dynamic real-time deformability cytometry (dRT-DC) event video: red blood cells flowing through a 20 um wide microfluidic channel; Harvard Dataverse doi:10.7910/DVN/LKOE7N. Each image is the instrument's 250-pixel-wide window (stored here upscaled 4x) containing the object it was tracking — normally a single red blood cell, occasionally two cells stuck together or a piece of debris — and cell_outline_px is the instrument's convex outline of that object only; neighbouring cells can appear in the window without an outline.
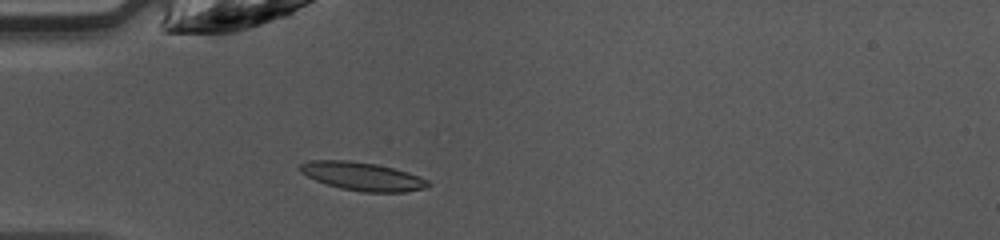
{"species": "common noctule bat (a hibernating species)", "species_latin": "Nyctalus noctula", "temperature_condition": "warm", "stored_images_in_passage": 27, "camera_frame_rate_fps": 3000, "um_per_image_px": 0.085, "animal": {"sex": "female", "body_mass_g": 10.0, "forearm_length_mm": 53.1}, "frame": {"image": 1, "passage_image": 4, "time_ms": 1.0, "image_size_px": [1000, 240], "cell_outline_px": [[432, 184], [424, 188], [404, 192], [364, 192], [340, 188], [316, 180], [300, 172], [296, 168], [300, 164], [312, 160], [348, 160], [376, 164], [408, 172], [428, 180]], "centroid_in_image_um": [30.79, 14.98], "position_along_channel_um": 54.2, "area_um2": 21.04}}
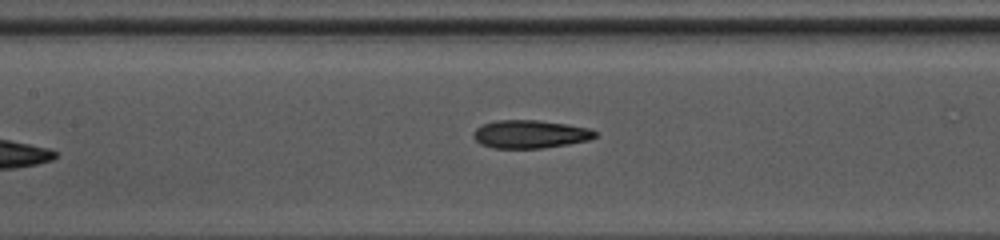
{"frame": {"image": 2, "passage_image": 12, "time_ms": 3.667, "image_size_px": [1000, 240], "cell_outline_px": [[596, 136], [588, 140], [568, 144], [544, 148], [492, 148], [480, 144], [472, 136], [476, 128], [484, 124], [496, 120], [536, 120], [568, 124], [588, 128], [596, 132]], "centroid_in_image_um": [45.04, 11.4], "position_along_channel_um": 162.4, "area_um2": 19.88}}
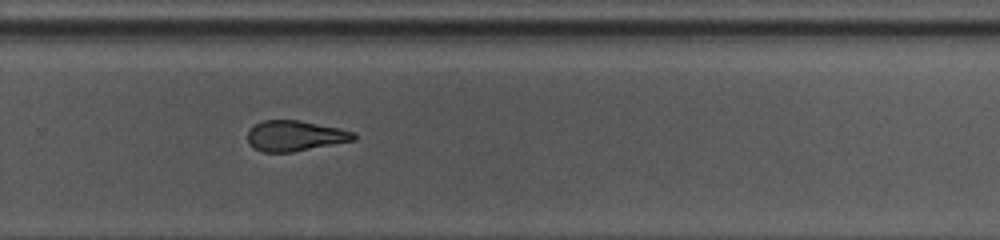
{"frame": {"image": 3, "passage_image": 22, "time_ms": 7.0, "image_size_px": [1000, 240], "cell_outline_px": [[356, 140], [292, 152], [264, 152], [248, 144], [248, 132], [256, 124], [264, 120], [300, 120], [340, 128], [352, 132], [356, 136]], "centroid_in_image_um": [25.09, 11.54], "position_along_channel_um": 304.7, "area_um2": 18.73}, "authors_computed_cell_mechanics": {"area_um2": 20.1144, "velocity_mm_per_s": 4.2906, "shape_relaxation_time_tau1_ms": 5.4371, "shape_relaxation_time_tau2_ms": 1.8974, "deformation_change_tau1": 0.1632, "deformation_change_tau2": 0.1096}}